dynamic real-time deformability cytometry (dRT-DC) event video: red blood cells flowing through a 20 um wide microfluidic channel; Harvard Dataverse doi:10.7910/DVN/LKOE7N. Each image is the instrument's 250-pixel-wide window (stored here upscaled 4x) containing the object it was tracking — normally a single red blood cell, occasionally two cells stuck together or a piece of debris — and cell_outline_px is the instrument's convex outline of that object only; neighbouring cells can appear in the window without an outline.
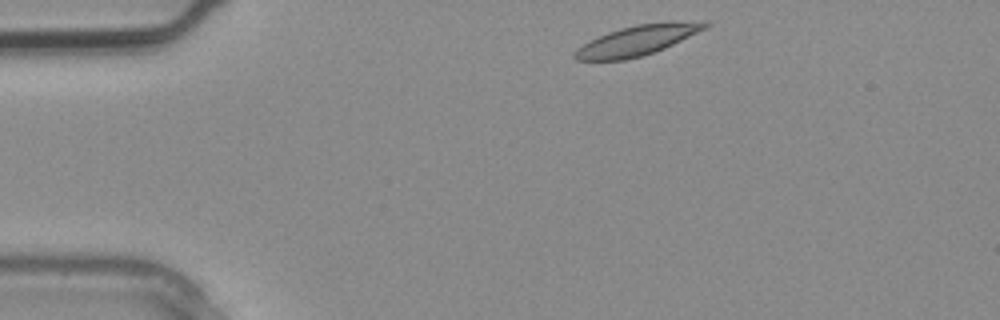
{"species": "common noctule bat (a hibernating species)", "species_latin": "Nyctalus noctula", "temperature_condition": "warm", "stored_images_in_passage": 2, "camera_frame_rate_fps": 3000, "um_per_image_px": 0.085, "animal": {"sex": "male", "body_mass_g": 20.4}, "frame": {"image": 1, "passage_image": 1, "time_ms": 0.0, "image_size_px": [1000, 320], "cell_outline_px": [[712, 24], [708, 28], [664, 48], [640, 56], [624, 60], [576, 60], [572, 56], [572, 52], [576, 48], [608, 32], [620, 28], [636, 24], [704, 20], [708, 20]], "centroid_in_image_um": [54.22, 3.42], "position_along_channel_um": 30.8, "area_um2": 22.72}}
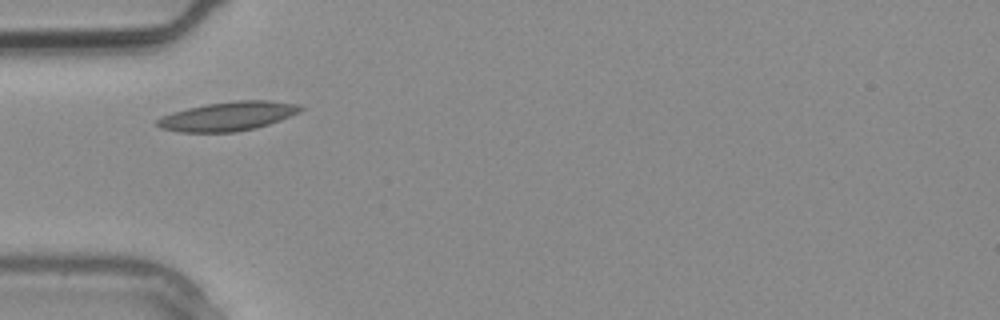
{"frame": {"image": 2, "passage_image": 2, "time_ms": 0.333, "image_size_px": [1000, 320], "cell_outline_px": [[304, 108], [300, 112], [280, 120], [256, 128], [236, 132], [180, 132], [160, 128], [152, 124], [160, 116], [172, 112], [188, 108], [208, 104], [236, 100], [272, 100], [300, 104]], "centroid_in_image_um": [19.36, 9.88], "position_along_channel_um": 65.6, "area_um2": 24.51}}